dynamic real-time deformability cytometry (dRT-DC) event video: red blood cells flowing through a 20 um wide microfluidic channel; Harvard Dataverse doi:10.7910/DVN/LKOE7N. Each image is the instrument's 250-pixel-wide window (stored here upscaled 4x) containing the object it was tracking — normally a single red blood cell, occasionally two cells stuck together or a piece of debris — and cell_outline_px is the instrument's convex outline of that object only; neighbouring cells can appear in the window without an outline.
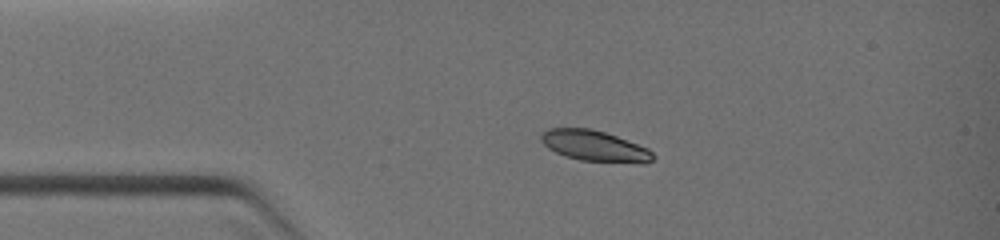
{"species": "common noctule bat (a hibernating species)", "species_latin": "Nyctalus noctula", "temperature_condition": "warm", "stored_images_in_passage": 2, "camera_frame_rate_fps": 3000, "um_per_image_px": 0.085, "animal": {"sex": "female", "body_mass_g": 19.0, "forearm_length_mm": 51.5}, "frame": {"image": 1, "passage_image": 1, "time_ms": 0.0, "image_size_px": [1000, 240], "cell_outline_px": [[656, 156], [652, 160], [644, 164], [640, 164], [580, 160], [556, 152], [548, 148], [540, 140], [540, 136], [548, 128], [592, 128], [616, 136], [648, 148]], "centroid_in_image_um": [50.58, 12.41], "position_along_channel_um": 34.4, "area_um2": 20.11}}